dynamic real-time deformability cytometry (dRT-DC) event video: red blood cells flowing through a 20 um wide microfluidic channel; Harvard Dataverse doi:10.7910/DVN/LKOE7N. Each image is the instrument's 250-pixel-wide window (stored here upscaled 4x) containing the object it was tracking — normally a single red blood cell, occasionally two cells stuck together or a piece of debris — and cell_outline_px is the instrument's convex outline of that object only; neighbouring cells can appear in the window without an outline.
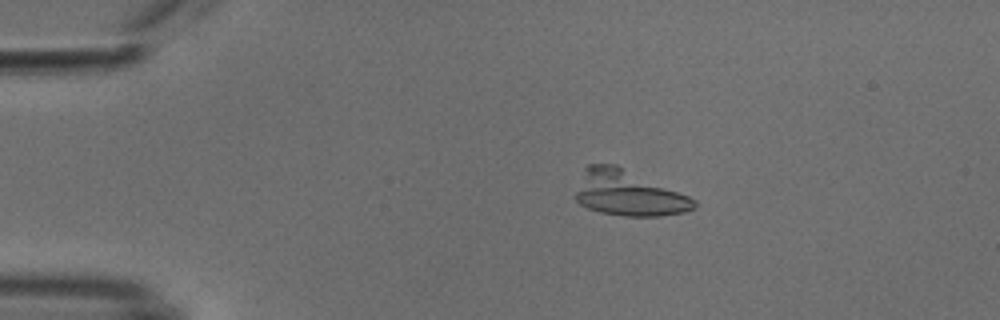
{"species": "common noctule bat (a hibernating species)", "species_latin": "Nyctalus noctula", "temperature_condition": "cold", "stored_images_in_passage": 55, "camera_frame_rate_fps": 3000, "um_per_image_px": 0.085, "animal": {"sex": "male", "body_mass_g": 18.8}, "frame": {"image": 1, "passage_image": 13, "time_ms": 4.0, "image_size_px": [1000, 320], "cell_outline_px": [[696, 208], [684, 212], [660, 216], [624, 216], [600, 212], [588, 208], [580, 204], [576, 200], [576, 192], [584, 168], [588, 164], [616, 164], [688, 196], [696, 200]], "centroid_in_image_um": [53.39, 16.43], "position_along_channel_um": 31.6, "area_um2": 31.1}}
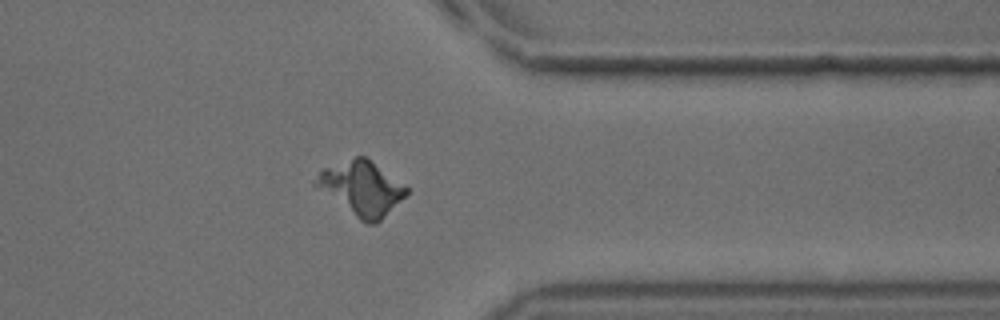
{"frame": {"image": 2, "passage_image": 45, "time_ms": 14.667, "image_size_px": [1000, 320], "cell_outline_px": [[408, 192], [376, 224], [368, 224], [360, 220], [312, 184], [320, 172], [324, 168], [356, 156], [364, 156], [408, 188]], "centroid_in_image_um": [30.7, 16.01], "position_along_channel_um": 380.7, "area_um2": 27.57}}
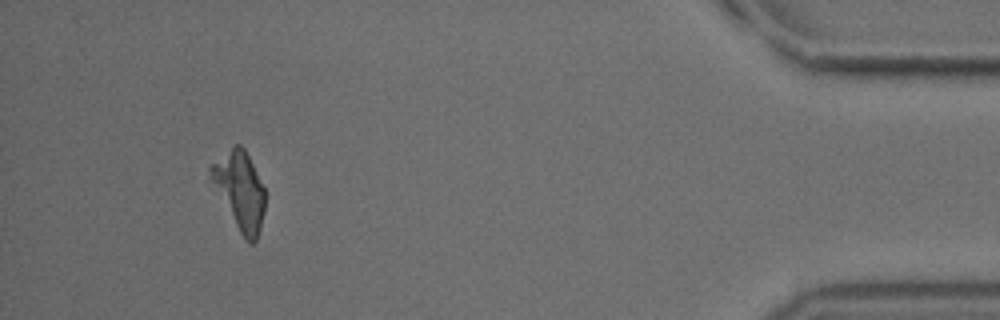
{"frame": {"image": 3, "passage_image": 52, "time_ms": 17.0, "image_size_px": [1000, 320], "cell_outline_px": [[264, 212], [260, 228], [256, 240], [252, 244], [248, 244], [244, 240], [208, 180], [208, 168], [232, 144], [240, 144], [244, 148], [264, 188]], "centroid_in_image_um": [20.33, 16.2], "position_along_channel_um": 414.9, "area_um2": 24.91}}